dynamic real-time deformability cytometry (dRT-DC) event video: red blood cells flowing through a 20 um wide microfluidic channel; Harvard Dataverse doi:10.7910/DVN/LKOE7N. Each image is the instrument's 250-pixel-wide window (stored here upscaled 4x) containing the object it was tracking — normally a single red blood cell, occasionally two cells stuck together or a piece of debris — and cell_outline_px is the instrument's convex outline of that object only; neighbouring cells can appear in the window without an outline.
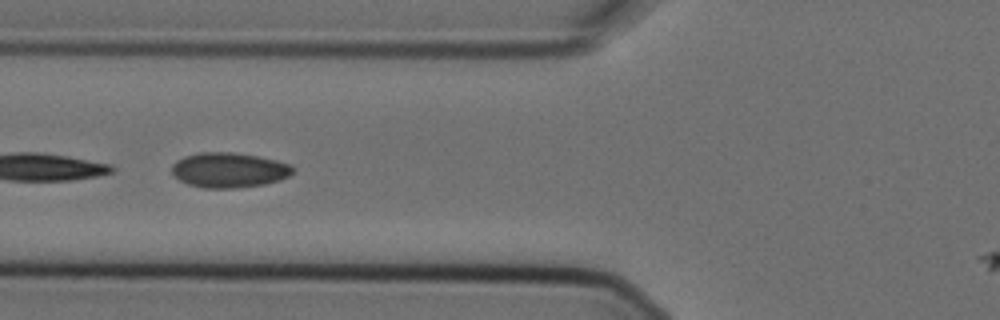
{"species": "Egyptian fruit bat (a non-hibernating species)", "species_latin": "Rousettus aegyptiacus", "temperature_condition": "cold", "stored_images_in_passage": 9, "camera_frame_rate_fps": 3000, "um_per_image_px": 0.085, "animal": {"sex": "female"}, "frame": {"image": 1, "passage_image": 4, "time_ms": 1.0, "image_size_px": [1000, 320], "cell_outline_px": [[296, 168], [288, 176], [280, 180], [264, 184], [236, 188], [204, 188], [188, 184], [180, 180], [172, 172], [172, 164], [176, 160], [184, 156], [200, 152], [232, 152], [256, 156], [276, 160], [292, 164]], "centroid_in_image_um": [19.48, 14.45], "position_along_channel_um": 106.3, "area_um2": 24.74}}
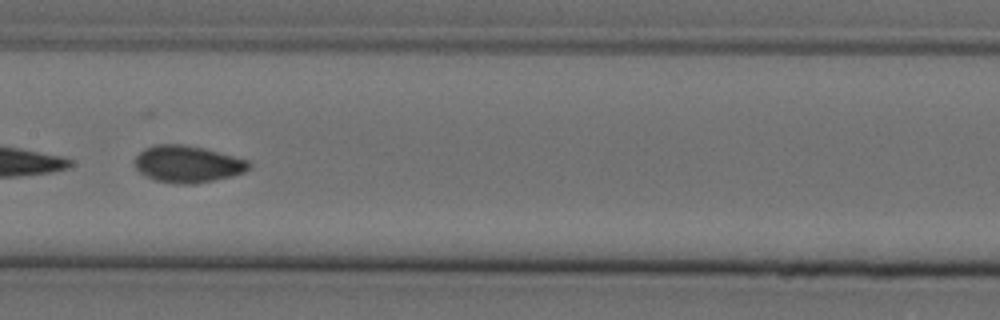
{"frame": {"image": 2, "passage_image": 6, "time_ms": 1.667, "image_size_px": [1000, 320], "cell_outline_px": [[252, 168], [244, 172], [232, 176], [196, 184], [176, 184], [156, 180], [140, 172], [136, 168], [136, 156], [144, 148], [156, 144], [184, 144], [204, 148], [248, 160], [252, 164]], "centroid_in_image_um": [15.98, 13.94], "position_along_channel_um": 191.4, "area_um2": 24.57}}